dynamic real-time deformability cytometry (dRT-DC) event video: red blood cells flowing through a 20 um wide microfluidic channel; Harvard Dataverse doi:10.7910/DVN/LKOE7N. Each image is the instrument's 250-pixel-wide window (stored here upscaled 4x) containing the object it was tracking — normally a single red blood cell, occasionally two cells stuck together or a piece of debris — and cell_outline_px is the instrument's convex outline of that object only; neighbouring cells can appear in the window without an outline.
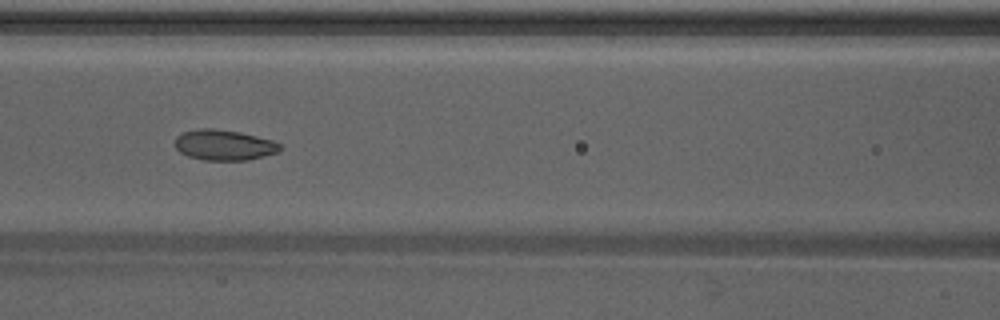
{"species": "Egyptian fruit bat (a non-hibernating species)", "species_latin": "Rousettus aegyptiacus", "temperature_condition": "warm", "stored_images_in_passage": 40, "camera_frame_rate_fps": 3000, "um_per_image_px": 0.085, "animal": {"sex": "male"}, "frame": {"image": 1, "passage_image": 12, "time_ms": 3.667, "image_size_px": [1000, 320], "cell_outline_px": [[280, 152], [248, 160], [204, 160], [188, 156], [180, 152], [176, 148], [176, 136], [184, 132], [200, 128], [212, 128], [240, 132], [272, 140], [280, 144]], "centroid_in_image_um": [19.05, 12.33], "position_along_channel_um": 147.5, "area_um2": 18.61}}
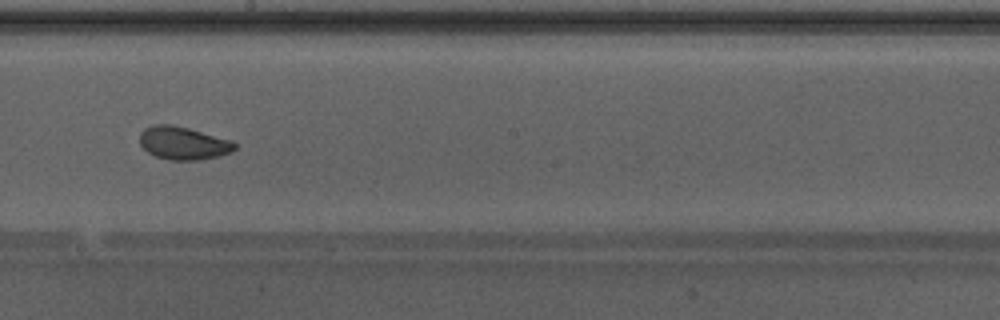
{"frame": {"image": 2, "passage_image": 18, "time_ms": 5.667, "image_size_px": [1000, 320], "cell_outline_px": [[236, 148], [232, 152], [220, 156], [200, 160], [168, 160], [156, 156], [148, 152], [140, 144], [140, 132], [144, 128], [152, 124], [172, 124], [188, 128], [232, 140], [236, 144]], "centroid_in_image_um": [15.58, 12.16], "position_along_channel_um": 232.6, "area_um2": 18.44}}
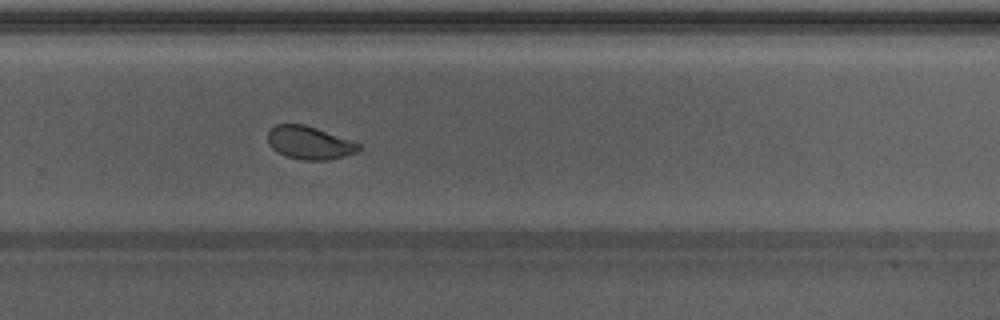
{"frame": {"image": 3, "passage_image": 23, "time_ms": 7.333, "image_size_px": [1000, 320], "cell_outline_px": [[360, 148], [356, 152], [344, 156], [328, 160], [304, 160], [288, 156], [276, 152], [268, 144], [268, 132], [276, 124], [304, 124], [316, 128], [360, 144]], "centroid_in_image_um": [26.26, 12.14], "position_along_channel_um": 303.5, "area_um2": 17.22}, "authors_computed_cell_mechanics": {"area_um2": 18.7272, "velocity_mm_per_s": 4.2701, "shape_relaxation_time_tau1_ms": 3.6421, "shape_relaxation_time_tau2_ms": 1.2032, "deformation_change_tau1": 0.1248, "deformation_change_tau2": 0.0561}}